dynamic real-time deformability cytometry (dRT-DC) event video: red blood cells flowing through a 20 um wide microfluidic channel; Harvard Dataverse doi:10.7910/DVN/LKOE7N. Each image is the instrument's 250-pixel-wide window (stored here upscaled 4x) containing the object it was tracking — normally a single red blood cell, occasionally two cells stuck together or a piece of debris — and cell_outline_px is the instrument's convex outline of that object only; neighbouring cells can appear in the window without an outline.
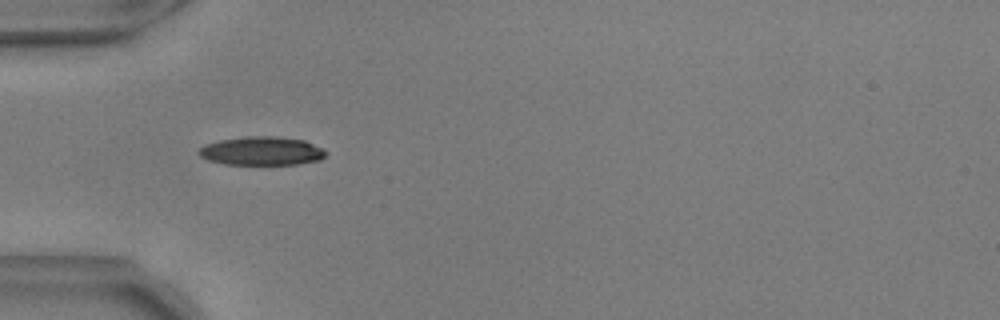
{"species": "common noctule bat (a hibernating species)", "species_latin": "Nyctalus noctula", "temperature_condition": "warm", "stored_images_in_passage": 2, "camera_frame_rate_fps": 3000, "um_per_image_px": 0.085, "animal": {"sex": "male", "body_mass_g": 17.9, "forearm_length_mm": 54.2}, "frame": {"image": 1, "passage_image": 1, "time_ms": 0.0, "image_size_px": [1000, 320], "cell_outline_px": [[324, 156], [320, 160], [300, 164], [224, 164], [208, 160], [200, 156], [196, 152], [204, 144], [220, 140], [244, 136], [276, 136], [304, 140], [324, 148]], "centroid_in_image_um": [22.22, 12.83], "position_along_channel_um": 62.8, "area_um2": 21.27}}